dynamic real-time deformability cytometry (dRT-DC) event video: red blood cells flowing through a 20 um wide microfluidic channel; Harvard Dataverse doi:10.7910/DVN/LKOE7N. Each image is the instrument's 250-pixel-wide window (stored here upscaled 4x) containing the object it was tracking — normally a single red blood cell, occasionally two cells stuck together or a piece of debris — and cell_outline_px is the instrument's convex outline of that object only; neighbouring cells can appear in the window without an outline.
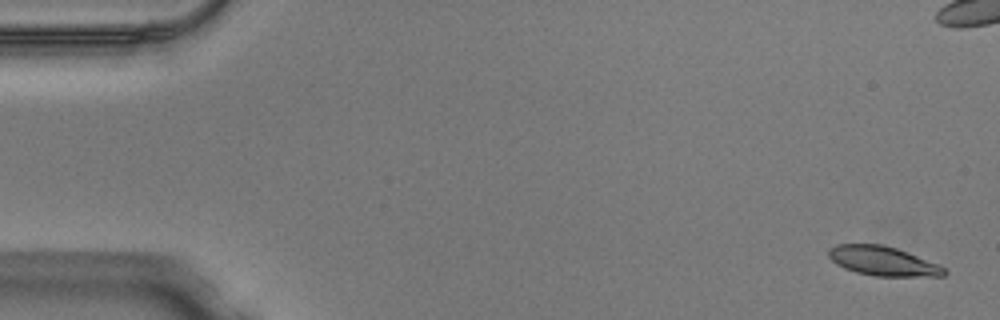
{"species": "Egyptian fruit bat (a non-hibernating species)", "species_latin": "Rousettus aegyptiacus", "temperature_condition": "warm", "stored_images_in_passage": 16, "camera_frame_rate_fps": 3000, "um_per_image_px": 0.085, "animal": {"sex": "male"}, "frame": {"image": 1, "passage_image": 2, "time_ms": 0.333, "image_size_px": [1000, 320], "cell_outline_px": [[948, 272], [944, 276], [876, 276], [856, 272], [844, 268], [836, 264], [828, 256], [828, 252], [836, 244], [884, 244], [908, 252], [940, 264]], "centroid_in_image_um": [75.08, 22.19], "position_along_channel_um": 9.9, "area_um2": 19.83}}